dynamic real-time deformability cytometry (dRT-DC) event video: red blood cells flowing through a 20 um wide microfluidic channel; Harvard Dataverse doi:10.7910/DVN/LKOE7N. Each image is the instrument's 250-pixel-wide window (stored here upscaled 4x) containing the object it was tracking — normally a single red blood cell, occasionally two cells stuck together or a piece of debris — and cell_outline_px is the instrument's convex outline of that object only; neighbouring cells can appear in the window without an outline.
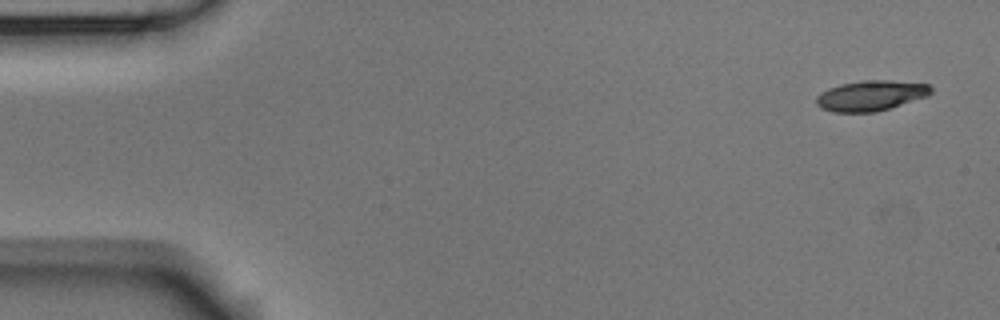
{"species": "Egyptian fruit bat (a non-hibernating species)", "species_latin": "Rousettus aegyptiacus", "temperature_condition": "room temperature", "stored_images_in_passage": 6, "camera_frame_rate_fps": 3000, "um_per_image_px": 0.085, "animal": {"sex": "male"}, "frame": {"image": 1, "passage_image": 1, "time_ms": 0.0, "image_size_px": [1000, 320], "cell_outline_px": [[932, 92], [928, 96], [876, 112], [832, 112], [820, 108], [816, 104], [816, 96], [820, 92], [828, 88], [840, 84], [864, 80], [892, 80], [928, 84], [932, 88]], "centroid_in_image_um": [74.0, 8.12], "position_along_channel_um": 11.0, "area_um2": 20.4}}
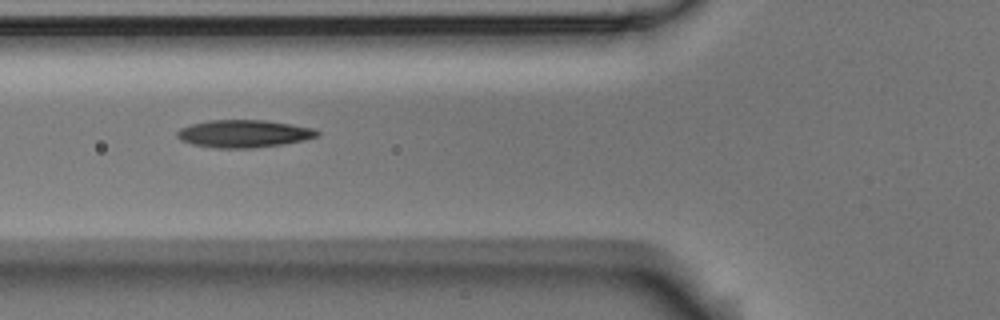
{"frame": {"image": 2, "passage_image": 5, "time_ms": 6.0, "image_size_px": [1000, 320], "cell_outline_px": [[320, 136], [304, 140], [284, 144], [252, 148], [216, 148], [192, 144], [180, 140], [176, 136], [176, 132], [180, 128], [192, 124], [208, 120], [264, 120], [312, 128], [320, 132]], "centroid_in_image_um": [20.71, 11.37], "position_along_channel_um": 105.1, "area_um2": 22.48}}
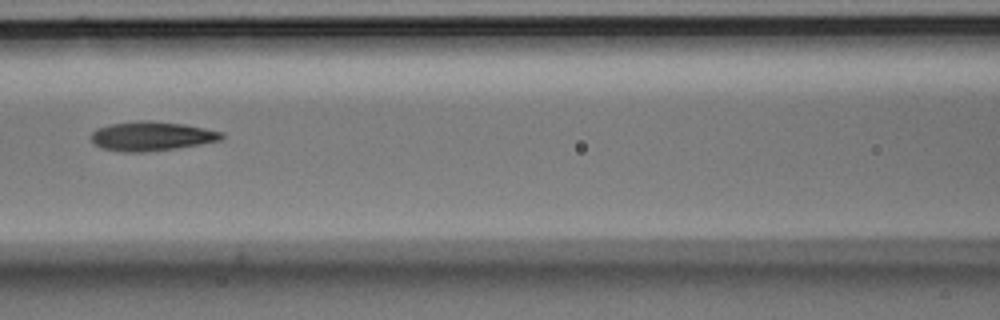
{"frame": {"image": 3, "passage_image": 6, "time_ms": 7.333, "image_size_px": [1000, 320], "cell_outline_px": [[224, 136], [220, 140], [200, 144], [176, 148], [144, 152], [120, 152], [100, 148], [92, 140], [92, 132], [96, 128], [112, 124], [140, 120], [148, 120], [184, 124], [224, 132]], "centroid_in_image_um": [12.88, 11.57], "position_along_channel_um": 153.7, "area_um2": 22.2}}